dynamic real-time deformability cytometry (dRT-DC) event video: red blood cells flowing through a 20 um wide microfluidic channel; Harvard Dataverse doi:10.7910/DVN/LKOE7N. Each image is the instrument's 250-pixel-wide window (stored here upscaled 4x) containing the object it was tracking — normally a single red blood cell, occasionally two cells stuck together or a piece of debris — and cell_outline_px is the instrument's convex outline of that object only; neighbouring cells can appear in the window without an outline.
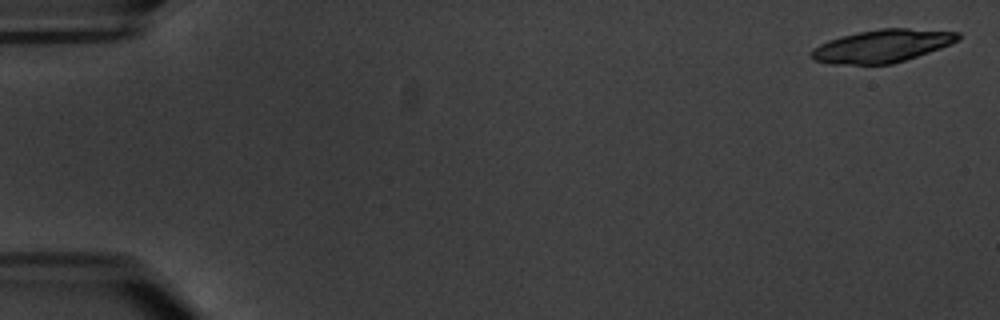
{"species": "common noctule bat (a hibernating species)", "species_latin": "Nyctalus noctula", "temperature_condition": "warm", "stored_images_in_passage": 5, "camera_frame_rate_fps": 3000, "um_per_image_px": 0.085, "animal": {"sex": "male", "body_mass_g": 20.1, "forearm_length_mm": 53.5}, "frame": {"image": 1, "passage_image": 1, "time_ms": 0.0, "image_size_px": [1000, 320], "cell_outline_px": [[960, 40], [952, 44], [892, 64], [828, 64], [816, 60], [812, 56], [812, 48], [828, 40], [840, 36], [880, 28], [908, 28], [960, 32]], "centroid_in_image_um": [75.0, 3.9], "position_along_channel_um": 10.0, "area_um2": 27.92}}
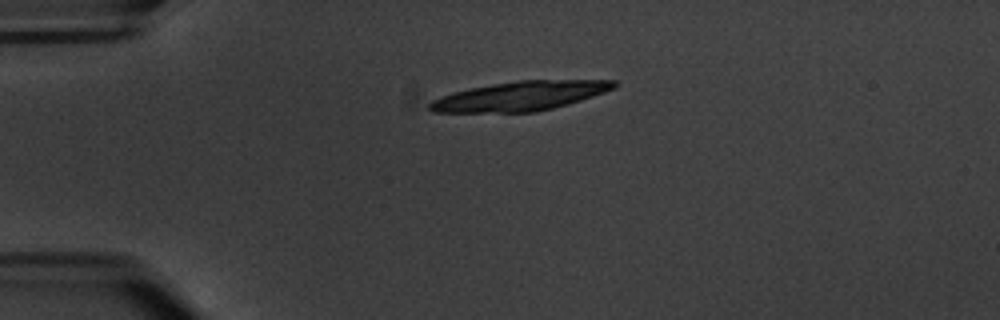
{"frame": {"image": 2, "passage_image": 4, "time_ms": 4.333, "image_size_px": [1000, 320], "cell_outline_px": [[616, 88], [580, 100], [552, 108], [536, 112], [432, 112], [428, 108], [428, 104], [432, 100], [440, 96], [452, 92], [492, 84], [520, 80], [616, 80]], "centroid_in_image_um": [44.18, 8.16], "position_along_channel_um": 40.8, "area_um2": 31.27}}